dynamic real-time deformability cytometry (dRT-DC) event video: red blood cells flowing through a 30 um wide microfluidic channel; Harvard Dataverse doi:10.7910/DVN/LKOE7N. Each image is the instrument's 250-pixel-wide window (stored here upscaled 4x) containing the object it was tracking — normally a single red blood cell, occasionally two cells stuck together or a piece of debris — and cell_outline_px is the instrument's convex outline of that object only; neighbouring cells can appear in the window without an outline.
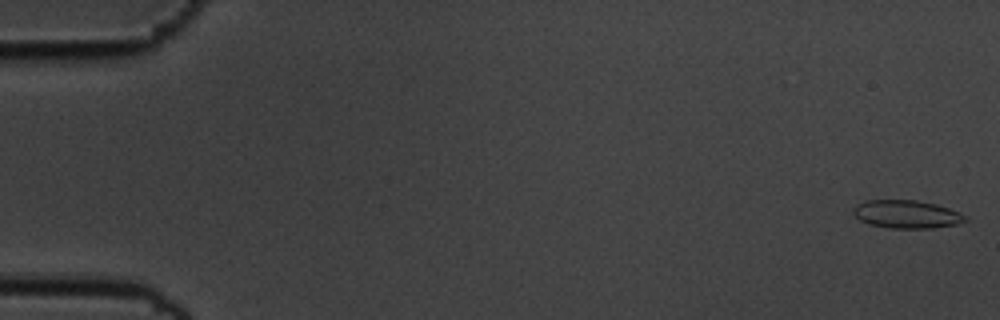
{"species": "common noctule bat (a hibernating species)", "species_latin": "Nyctalus noctula", "temperature_condition": "cold", "stored_images_in_passage": 52, "camera_frame_rate_fps": 3000, "um_per_image_px": 0.085, "animal": {"sex": "male", "body_mass_g": 19.5, "forearm_length_mm": 54.6}, "frame": {"image": 1, "passage_image": 1, "time_ms": 0.0, "image_size_px": [1000, 320], "cell_outline_px": [[968, 220], [956, 224], [932, 228], [892, 228], [868, 224], [860, 220], [852, 212], [852, 208], [856, 204], [864, 200], [916, 200], [936, 204], [960, 212], [968, 216]], "centroid_in_image_um": [77.05, 18.2], "position_along_channel_um": 7.9, "area_um2": 18.44}}
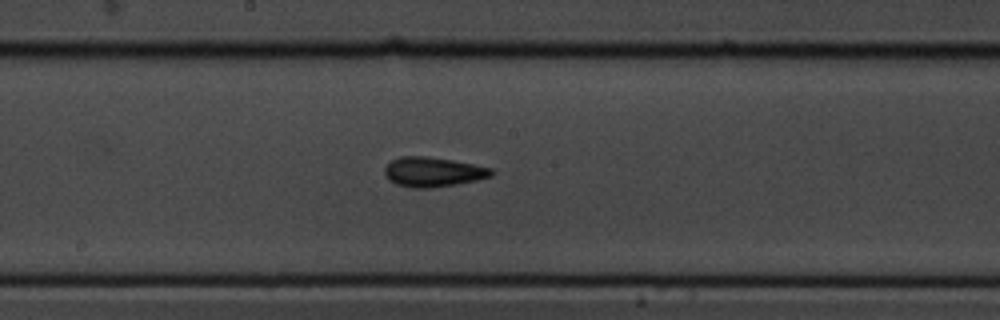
{"frame": {"image": 2, "passage_image": 30, "time_ms": 9.667, "image_size_px": [1000, 320], "cell_outline_px": [[496, 172], [492, 176], [476, 180], [456, 184], [432, 188], [416, 188], [396, 184], [388, 180], [384, 172], [384, 168], [392, 160], [400, 156], [428, 156], [452, 160], [492, 168]], "centroid_in_image_um": [36.81, 14.61], "position_along_channel_um": 211.4, "area_um2": 18.5}}
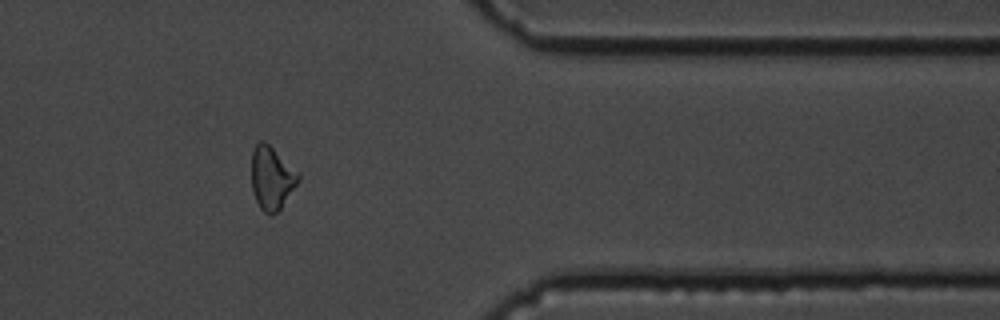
{"frame": {"image": 3, "passage_image": 46, "time_ms": 15.0, "image_size_px": [1000, 320], "cell_outline_px": [[300, 180], [280, 208], [276, 212], [264, 212], [260, 208], [256, 200], [252, 188], [252, 152], [256, 144], [260, 140], [264, 140], [300, 176]], "centroid_in_image_um": [23.07, 15.12], "position_along_channel_um": 388.3, "area_um2": 16.53}}